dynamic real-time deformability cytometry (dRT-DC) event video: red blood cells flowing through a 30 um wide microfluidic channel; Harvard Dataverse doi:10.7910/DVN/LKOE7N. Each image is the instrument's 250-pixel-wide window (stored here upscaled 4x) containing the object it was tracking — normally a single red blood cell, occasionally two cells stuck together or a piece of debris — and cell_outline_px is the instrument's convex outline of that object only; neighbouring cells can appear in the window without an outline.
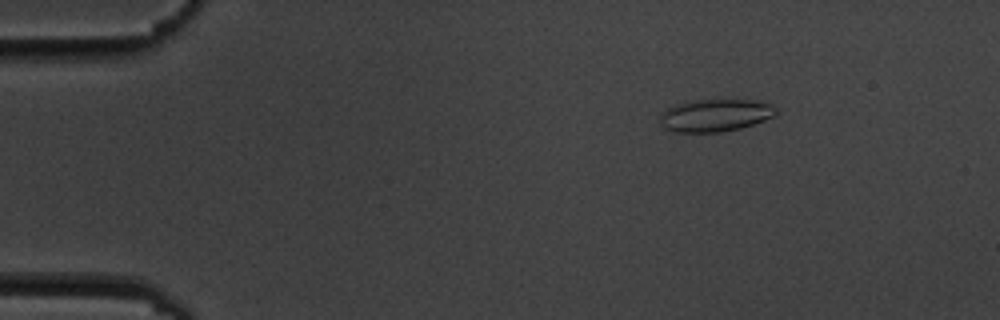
{"species": "common noctule bat (a hibernating species)", "species_latin": "Nyctalus noctula", "temperature_condition": "cold", "stored_images_in_passage": 5, "camera_frame_rate_fps": 3000, "um_per_image_px": 0.085, "animal": {"sex": "male", "body_mass_g": 19.5, "forearm_length_mm": 54.6}, "frame": {"image": 1, "passage_image": 2, "time_ms": 1.0, "image_size_px": [1000, 320], "cell_outline_px": [[776, 112], [772, 116], [764, 120], [740, 128], [720, 132], [676, 132], [664, 128], [660, 124], [660, 116], [664, 108], [676, 104], [692, 100], [720, 96], [756, 100], [772, 104], [776, 108]], "centroid_in_image_um": [60.77, 9.74], "position_along_channel_um": 24.2, "area_um2": 22.89}}
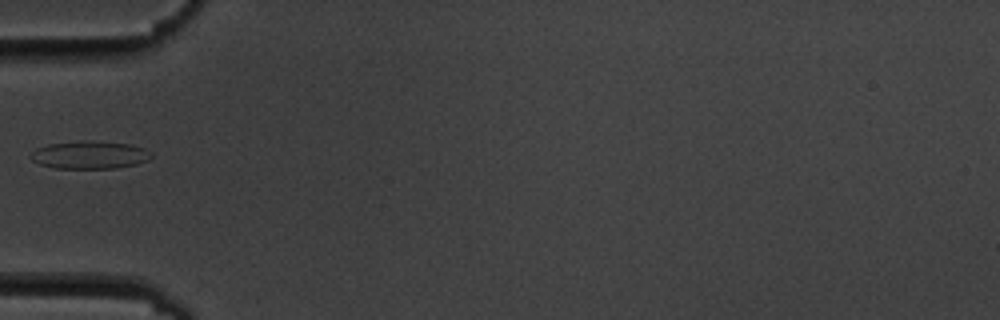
{"frame": {"image": 2, "passage_image": 5, "time_ms": 4.667, "image_size_px": [1000, 320], "cell_outline_px": [[152, 156], [148, 160], [136, 164], [116, 168], [56, 168], [40, 164], [32, 160], [28, 156], [36, 148], [48, 144], [80, 140], [92, 140], [132, 144], [144, 148], [152, 152]], "centroid_in_image_um": [7.63, 13.15], "position_along_channel_um": 77.4, "area_um2": 19.77}}